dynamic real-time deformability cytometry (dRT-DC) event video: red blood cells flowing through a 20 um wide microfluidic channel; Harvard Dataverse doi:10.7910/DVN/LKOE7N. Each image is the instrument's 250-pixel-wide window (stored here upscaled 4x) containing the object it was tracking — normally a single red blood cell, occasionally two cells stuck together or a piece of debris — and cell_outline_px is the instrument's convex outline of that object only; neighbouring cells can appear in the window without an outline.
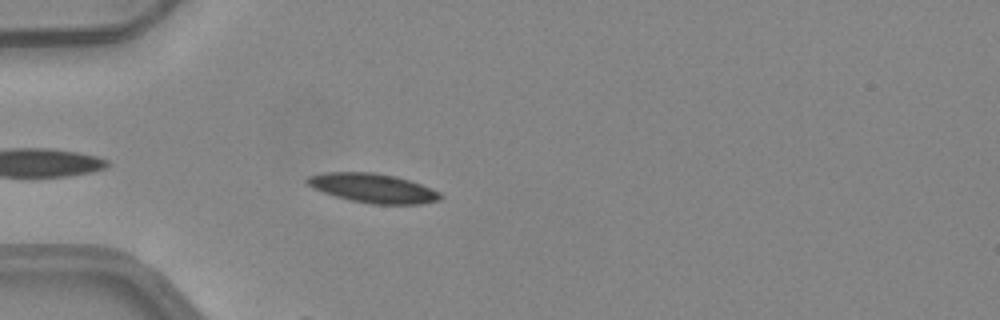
{"species": "common noctule bat (a hibernating species)", "species_latin": "Nyctalus noctula", "temperature_condition": "warm", "stored_images_in_passage": 30, "camera_frame_rate_fps": 3000, "um_per_image_px": 0.085, "animal": {"sex": "female", "body_mass_g": 24.6, "forearm_length_mm": 56.2}, "frame": {"image": 1, "passage_image": 3, "time_ms": 0.667, "image_size_px": [1000, 320], "cell_outline_px": [[444, 196], [440, 200], [420, 204], [372, 204], [352, 200], [336, 196], [312, 188], [304, 180], [308, 176], [324, 172], [372, 172], [396, 176], [432, 188], [440, 192]], "centroid_in_image_um": [31.71, 15.99], "position_along_channel_um": 53.3, "area_um2": 22.66}}